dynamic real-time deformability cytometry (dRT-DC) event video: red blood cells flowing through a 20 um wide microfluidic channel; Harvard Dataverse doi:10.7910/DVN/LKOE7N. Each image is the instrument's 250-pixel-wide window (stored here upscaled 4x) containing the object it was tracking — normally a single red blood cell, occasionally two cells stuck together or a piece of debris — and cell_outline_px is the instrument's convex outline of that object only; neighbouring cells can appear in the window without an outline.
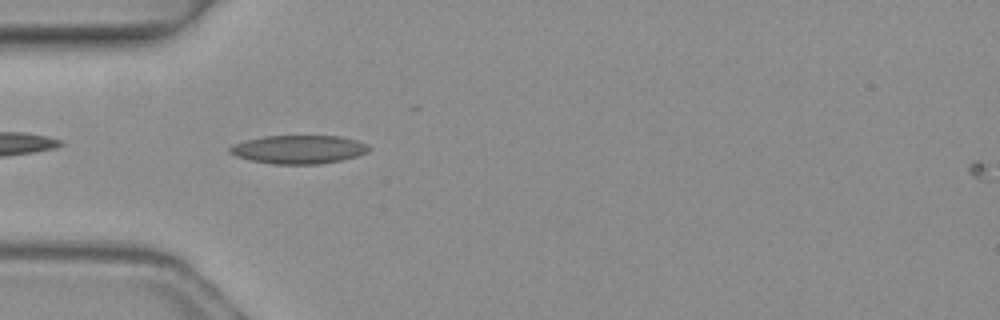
{"species": "common noctule bat (a hibernating species)", "species_latin": "Nyctalus noctula", "temperature_condition": "warm", "stored_images_in_passage": 5, "camera_frame_rate_fps": 3000, "um_per_image_px": 0.085, "animal": {"sex": "female", "body_mass_g": 19.3, "forearm_length_mm": 54.1}, "frame": {"image": 1, "passage_image": 4, "time_ms": 1.0, "image_size_px": [1000, 320], "cell_outline_px": [[372, 148], [368, 152], [356, 156], [340, 160], [320, 164], [272, 164], [252, 160], [236, 156], [228, 152], [228, 148], [232, 144], [264, 136], [340, 136], [356, 140], [368, 144]], "centroid_in_image_um": [25.4, 12.7], "position_along_channel_um": 59.6, "area_um2": 23.06}}
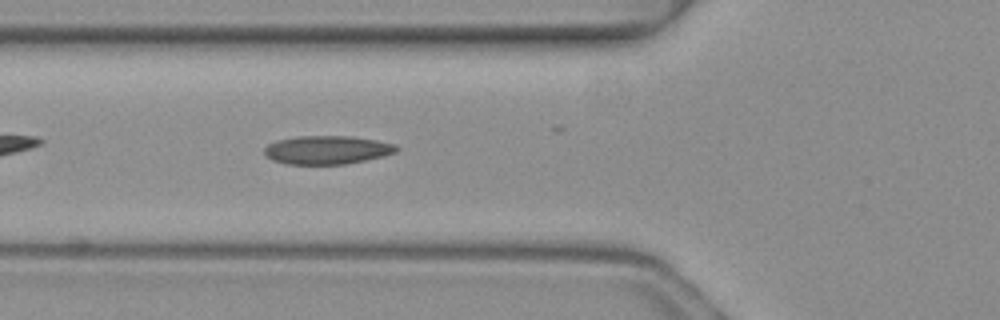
{"frame": {"image": 2, "passage_image": 5, "time_ms": 1.333, "image_size_px": [1000, 320], "cell_outline_px": [[400, 148], [396, 152], [384, 156], [348, 164], [284, 164], [272, 160], [264, 156], [264, 148], [268, 144], [276, 140], [300, 136], [352, 136], [376, 140], [396, 144]], "centroid_in_image_um": [27.8, 12.75], "position_along_channel_um": 98.0, "area_um2": 22.2}}